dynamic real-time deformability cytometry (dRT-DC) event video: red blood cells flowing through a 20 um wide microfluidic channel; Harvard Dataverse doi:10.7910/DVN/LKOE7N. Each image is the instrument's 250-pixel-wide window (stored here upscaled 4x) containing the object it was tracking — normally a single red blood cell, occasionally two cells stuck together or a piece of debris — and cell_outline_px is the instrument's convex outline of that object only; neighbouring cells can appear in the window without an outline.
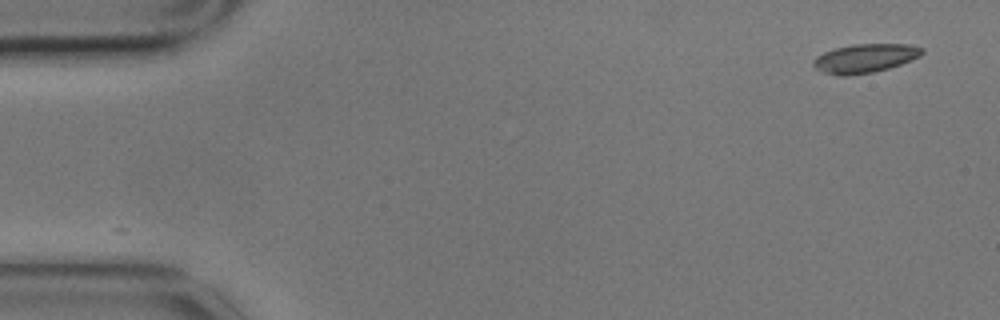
{"species": "common noctule bat (a hibernating species)", "species_latin": "Nyctalus noctula", "temperature_condition": "cold", "stored_images_in_passage": 10, "camera_frame_rate_fps": 3000, "um_per_image_px": 0.085, "animal": {"sex": "male", "body_mass_g": 17.9}, "frame": {"image": 1, "passage_image": 1, "time_ms": 0.0, "image_size_px": [1000, 320], "cell_outline_px": [[924, 52], [920, 56], [900, 64], [888, 68], [872, 72], [844, 76], [840, 76], [824, 72], [816, 68], [812, 64], [812, 60], [816, 56], [824, 52], [836, 48], [852, 44], [908, 44], [924, 48]], "centroid_in_image_um": [73.51, 4.94], "position_along_channel_um": 11.5, "area_um2": 18.15}}